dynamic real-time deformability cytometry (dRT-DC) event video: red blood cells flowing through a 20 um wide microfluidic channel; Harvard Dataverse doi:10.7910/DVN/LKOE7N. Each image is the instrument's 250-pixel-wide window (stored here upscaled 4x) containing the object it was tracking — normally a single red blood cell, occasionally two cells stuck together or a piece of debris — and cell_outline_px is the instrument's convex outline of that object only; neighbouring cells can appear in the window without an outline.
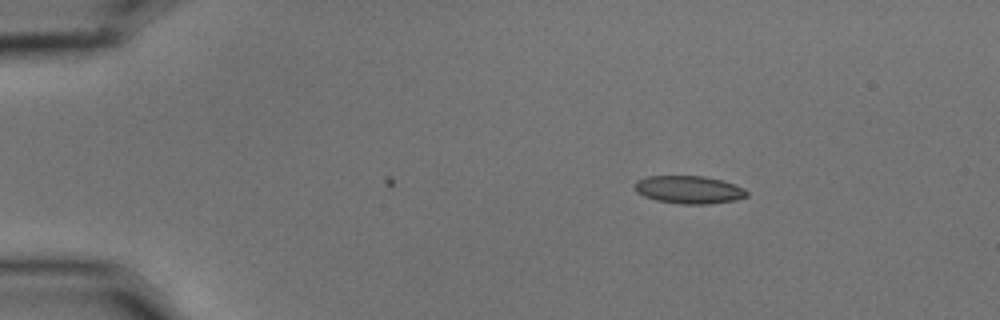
{"species": "common noctule bat (a hibernating species)", "species_latin": "Nyctalus noctula", "temperature_condition": "cold", "stored_images_in_passage": 48, "camera_frame_rate_fps": 3000, "um_per_image_px": 0.085, "animal": {"sex": "male", "body_mass_g": 15.6}, "frame": {"image": 1, "passage_image": 1, "time_ms": 0.0, "image_size_px": [1000, 320], "cell_outline_px": [[748, 196], [736, 200], [708, 204], [680, 204], [656, 200], [644, 196], [636, 192], [636, 180], [648, 176], [704, 176], [720, 180], [744, 188], [748, 192]], "centroid_in_image_um": [58.56, 16.13], "position_along_channel_um": 26.4, "area_um2": 18.09}}
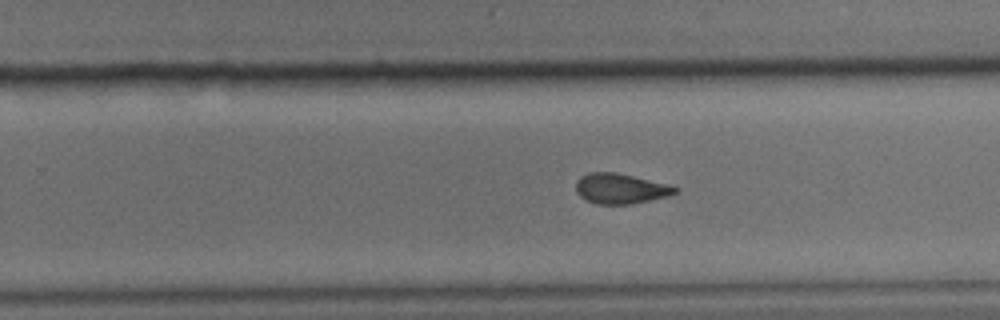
{"frame": {"image": 2, "passage_image": 28, "time_ms": 9.0, "image_size_px": [1000, 320], "cell_outline_px": [[680, 188], [676, 192], [668, 196], [632, 204], [596, 204], [584, 200], [576, 192], [576, 180], [580, 176], [588, 172], [616, 172]], "centroid_in_image_um": [52.67, 16.04], "position_along_channel_um": 277.1, "area_um2": 17.4}}
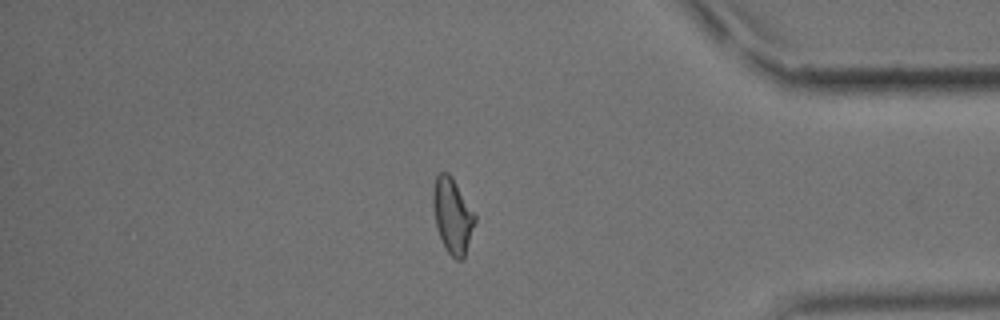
{"frame": {"image": 3, "passage_image": 40, "time_ms": 13.0, "image_size_px": [1000, 320], "cell_outline_px": [[476, 220], [464, 260], [456, 260], [448, 252], [440, 236], [436, 224], [432, 204], [432, 192], [436, 176], [440, 172], [448, 172], [452, 176], [476, 216]], "centroid_in_image_um": [38.46, 18.32], "position_along_channel_um": 396.7, "area_um2": 18.26}, "authors_computed_cell_mechanics": {"area_um2": 18.2937, "velocity_mm_per_s": 3.5997, "shape_relaxation_time_tau1_ms": 5.9906, "shape_relaxation_time_tau2_ms": 2.301, "deformation_change_tau1": 0.1623, "deformation_change_tau2": 0.0939}}